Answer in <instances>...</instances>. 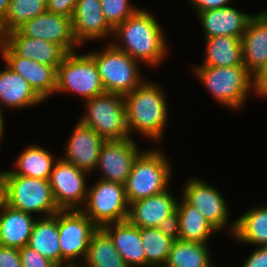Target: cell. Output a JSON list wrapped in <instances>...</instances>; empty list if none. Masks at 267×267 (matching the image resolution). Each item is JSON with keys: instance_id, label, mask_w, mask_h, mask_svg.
<instances>
[{"instance_id": "8992f818", "label": "cell", "mask_w": 267, "mask_h": 267, "mask_svg": "<svg viewBox=\"0 0 267 267\" xmlns=\"http://www.w3.org/2000/svg\"><path fill=\"white\" fill-rule=\"evenodd\" d=\"M79 121L105 141L129 139L124 96L105 92L85 101Z\"/></svg>"}, {"instance_id": "e0dca14e", "label": "cell", "mask_w": 267, "mask_h": 267, "mask_svg": "<svg viewBox=\"0 0 267 267\" xmlns=\"http://www.w3.org/2000/svg\"><path fill=\"white\" fill-rule=\"evenodd\" d=\"M71 20L75 40L80 46L85 41L113 36V28L105 20L100 0H78Z\"/></svg>"}, {"instance_id": "d6986e66", "label": "cell", "mask_w": 267, "mask_h": 267, "mask_svg": "<svg viewBox=\"0 0 267 267\" xmlns=\"http://www.w3.org/2000/svg\"><path fill=\"white\" fill-rule=\"evenodd\" d=\"M243 64L255 77L267 64V10L255 14L241 37Z\"/></svg>"}, {"instance_id": "f35d334b", "label": "cell", "mask_w": 267, "mask_h": 267, "mask_svg": "<svg viewBox=\"0 0 267 267\" xmlns=\"http://www.w3.org/2000/svg\"><path fill=\"white\" fill-rule=\"evenodd\" d=\"M242 267H267V246H259L254 249Z\"/></svg>"}, {"instance_id": "4316f807", "label": "cell", "mask_w": 267, "mask_h": 267, "mask_svg": "<svg viewBox=\"0 0 267 267\" xmlns=\"http://www.w3.org/2000/svg\"><path fill=\"white\" fill-rule=\"evenodd\" d=\"M204 62L198 66L231 67L243 64L241 39L232 36H216L205 39Z\"/></svg>"}, {"instance_id": "e575fe53", "label": "cell", "mask_w": 267, "mask_h": 267, "mask_svg": "<svg viewBox=\"0 0 267 267\" xmlns=\"http://www.w3.org/2000/svg\"><path fill=\"white\" fill-rule=\"evenodd\" d=\"M22 267H58L29 246L19 249Z\"/></svg>"}, {"instance_id": "5b68a950", "label": "cell", "mask_w": 267, "mask_h": 267, "mask_svg": "<svg viewBox=\"0 0 267 267\" xmlns=\"http://www.w3.org/2000/svg\"><path fill=\"white\" fill-rule=\"evenodd\" d=\"M88 54L95 61L105 92L125 96L144 81L138 61L110 42L102 51Z\"/></svg>"}, {"instance_id": "ffe728a7", "label": "cell", "mask_w": 267, "mask_h": 267, "mask_svg": "<svg viewBox=\"0 0 267 267\" xmlns=\"http://www.w3.org/2000/svg\"><path fill=\"white\" fill-rule=\"evenodd\" d=\"M178 200L168 189L163 193L132 202L129 204L127 221L139 228L158 227L165 217L176 211Z\"/></svg>"}, {"instance_id": "2e32d148", "label": "cell", "mask_w": 267, "mask_h": 267, "mask_svg": "<svg viewBox=\"0 0 267 267\" xmlns=\"http://www.w3.org/2000/svg\"><path fill=\"white\" fill-rule=\"evenodd\" d=\"M66 142L65 157L61 158L89 174L94 172L105 140L93 129L78 121Z\"/></svg>"}, {"instance_id": "5bb4252c", "label": "cell", "mask_w": 267, "mask_h": 267, "mask_svg": "<svg viewBox=\"0 0 267 267\" xmlns=\"http://www.w3.org/2000/svg\"><path fill=\"white\" fill-rule=\"evenodd\" d=\"M22 36L46 40L60 45L67 53L81 47L75 40L70 17L45 12L16 29Z\"/></svg>"}, {"instance_id": "9c48e42d", "label": "cell", "mask_w": 267, "mask_h": 267, "mask_svg": "<svg viewBox=\"0 0 267 267\" xmlns=\"http://www.w3.org/2000/svg\"><path fill=\"white\" fill-rule=\"evenodd\" d=\"M81 211L98 227L127 221L129 203L125 186L98 179L88 188L87 199Z\"/></svg>"}, {"instance_id": "3957f363", "label": "cell", "mask_w": 267, "mask_h": 267, "mask_svg": "<svg viewBox=\"0 0 267 267\" xmlns=\"http://www.w3.org/2000/svg\"><path fill=\"white\" fill-rule=\"evenodd\" d=\"M195 75L213 98L231 110H241L254 93V77L245 65L231 67L193 66Z\"/></svg>"}, {"instance_id": "8fae6325", "label": "cell", "mask_w": 267, "mask_h": 267, "mask_svg": "<svg viewBox=\"0 0 267 267\" xmlns=\"http://www.w3.org/2000/svg\"><path fill=\"white\" fill-rule=\"evenodd\" d=\"M181 197L197 208L218 232L227 227L233 236L236 220L228 223L229 207L227 201L213 185H209L197 177L190 178L184 185Z\"/></svg>"}, {"instance_id": "60d3db41", "label": "cell", "mask_w": 267, "mask_h": 267, "mask_svg": "<svg viewBox=\"0 0 267 267\" xmlns=\"http://www.w3.org/2000/svg\"><path fill=\"white\" fill-rule=\"evenodd\" d=\"M254 96L261 98L267 97V64L266 66L254 77Z\"/></svg>"}, {"instance_id": "6da1fadb", "label": "cell", "mask_w": 267, "mask_h": 267, "mask_svg": "<svg viewBox=\"0 0 267 267\" xmlns=\"http://www.w3.org/2000/svg\"><path fill=\"white\" fill-rule=\"evenodd\" d=\"M116 38L110 43L127 53L139 63L149 67L159 66L168 56L165 34L157 18L146 9H138L123 23L113 29ZM120 39V41H117ZM121 42V43H120Z\"/></svg>"}, {"instance_id": "1f68e13d", "label": "cell", "mask_w": 267, "mask_h": 267, "mask_svg": "<svg viewBox=\"0 0 267 267\" xmlns=\"http://www.w3.org/2000/svg\"><path fill=\"white\" fill-rule=\"evenodd\" d=\"M140 238L146 258V267H164L174 240L157 227L140 228Z\"/></svg>"}, {"instance_id": "ab89813d", "label": "cell", "mask_w": 267, "mask_h": 267, "mask_svg": "<svg viewBox=\"0 0 267 267\" xmlns=\"http://www.w3.org/2000/svg\"><path fill=\"white\" fill-rule=\"evenodd\" d=\"M193 6L195 12L206 11L211 9L223 8L230 6L233 0H188Z\"/></svg>"}, {"instance_id": "277c9868", "label": "cell", "mask_w": 267, "mask_h": 267, "mask_svg": "<svg viewBox=\"0 0 267 267\" xmlns=\"http://www.w3.org/2000/svg\"><path fill=\"white\" fill-rule=\"evenodd\" d=\"M169 163L162 150L141 151L134 160L124 185L128 203L168 190L172 174Z\"/></svg>"}, {"instance_id": "836d02e7", "label": "cell", "mask_w": 267, "mask_h": 267, "mask_svg": "<svg viewBox=\"0 0 267 267\" xmlns=\"http://www.w3.org/2000/svg\"><path fill=\"white\" fill-rule=\"evenodd\" d=\"M105 20L114 29L134 14L139 8L130 0H100Z\"/></svg>"}, {"instance_id": "d6a6232c", "label": "cell", "mask_w": 267, "mask_h": 267, "mask_svg": "<svg viewBox=\"0 0 267 267\" xmlns=\"http://www.w3.org/2000/svg\"><path fill=\"white\" fill-rule=\"evenodd\" d=\"M47 12V0H10L2 18L7 33L16 30L25 22Z\"/></svg>"}, {"instance_id": "52a82bcc", "label": "cell", "mask_w": 267, "mask_h": 267, "mask_svg": "<svg viewBox=\"0 0 267 267\" xmlns=\"http://www.w3.org/2000/svg\"><path fill=\"white\" fill-rule=\"evenodd\" d=\"M6 176V204L16 210L49 217L59 208L55 202L49 180L20 175ZM43 214V215H42Z\"/></svg>"}, {"instance_id": "7c38bea8", "label": "cell", "mask_w": 267, "mask_h": 267, "mask_svg": "<svg viewBox=\"0 0 267 267\" xmlns=\"http://www.w3.org/2000/svg\"><path fill=\"white\" fill-rule=\"evenodd\" d=\"M86 175L89 173L58 158L49 179L55 202L59 210H81L87 199Z\"/></svg>"}, {"instance_id": "603a6c76", "label": "cell", "mask_w": 267, "mask_h": 267, "mask_svg": "<svg viewBox=\"0 0 267 267\" xmlns=\"http://www.w3.org/2000/svg\"><path fill=\"white\" fill-rule=\"evenodd\" d=\"M0 70V110L24 109L44 102L21 75L12 71L7 65Z\"/></svg>"}, {"instance_id": "30bf717a", "label": "cell", "mask_w": 267, "mask_h": 267, "mask_svg": "<svg viewBox=\"0 0 267 267\" xmlns=\"http://www.w3.org/2000/svg\"><path fill=\"white\" fill-rule=\"evenodd\" d=\"M97 229L81 210L58 211L61 267H79L83 263L90 239Z\"/></svg>"}, {"instance_id": "8d00e7d4", "label": "cell", "mask_w": 267, "mask_h": 267, "mask_svg": "<svg viewBox=\"0 0 267 267\" xmlns=\"http://www.w3.org/2000/svg\"><path fill=\"white\" fill-rule=\"evenodd\" d=\"M78 0H47V11L72 17Z\"/></svg>"}, {"instance_id": "ee69618b", "label": "cell", "mask_w": 267, "mask_h": 267, "mask_svg": "<svg viewBox=\"0 0 267 267\" xmlns=\"http://www.w3.org/2000/svg\"><path fill=\"white\" fill-rule=\"evenodd\" d=\"M10 0H0V17H4L7 12Z\"/></svg>"}, {"instance_id": "7a4b0ae2", "label": "cell", "mask_w": 267, "mask_h": 267, "mask_svg": "<svg viewBox=\"0 0 267 267\" xmlns=\"http://www.w3.org/2000/svg\"><path fill=\"white\" fill-rule=\"evenodd\" d=\"M166 98L160 85L145 78L136 89L124 96L130 137L136 131L153 143L162 140L169 114Z\"/></svg>"}, {"instance_id": "484cf974", "label": "cell", "mask_w": 267, "mask_h": 267, "mask_svg": "<svg viewBox=\"0 0 267 267\" xmlns=\"http://www.w3.org/2000/svg\"><path fill=\"white\" fill-rule=\"evenodd\" d=\"M56 160L57 158L47 149L33 144L19 154L15 160L14 170L5 171V175L49 180Z\"/></svg>"}, {"instance_id": "74e56055", "label": "cell", "mask_w": 267, "mask_h": 267, "mask_svg": "<svg viewBox=\"0 0 267 267\" xmlns=\"http://www.w3.org/2000/svg\"><path fill=\"white\" fill-rule=\"evenodd\" d=\"M0 267H22L19 249L0 245Z\"/></svg>"}, {"instance_id": "ba28073f", "label": "cell", "mask_w": 267, "mask_h": 267, "mask_svg": "<svg viewBox=\"0 0 267 267\" xmlns=\"http://www.w3.org/2000/svg\"><path fill=\"white\" fill-rule=\"evenodd\" d=\"M69 52L57 67L55 93H75L85 101L105 93L94 59Z\"/></svg>"}, {"instance_id": "4fadbf2b", "label": "cell", "mask_w": 267, "mask_h": 267, "mask_svg": "<svg viewBox=\"0 0 267 267\" xmlns=\"http://www.w3.org/2000/svg\"><path fill=\"white\" fill-rule=\"evenodd\" d=\"M140 152L133 138L105 141L95 171H101L102 180L125 185L133 162Z\"/></svg>"}, {"instance_id": "d590c367", "label": "cell", "mask_w": 267, "mask_h": 267, "mask_svg": "<svg viewBox=\"0 0 267 267\" xmlns=\"http://www.w3.org/2000/svg\"><path fill=\"white\" fill-rule=\"evenodd\" d=\"M165 236L171 238L176 241L180 238V223H179V215L177 210L165 217L164 220L160 222L157 227Z\"/></svg>"}, {"instance_id": "f1b7e54d", "label": "cell", "mask_w": 267, "mask_h": 267, "mask_svg": "<svg viewBox=\"0 0 267 267\" xmlns=\"http://www.w3.org/2000/svg\"><path fill=\"white\" fill-rule=\"evenodd\" d=\"M233 237L243 244L267 246V205L250 208L238 217Z\"/></svg>"}, {"instance_id": "ac0fdd59", "label": "cell", "mask_w": 267, "mask_h": 267, "mask_svg": "<svg viewBox=\"0 0 267 267\" xmlns=\"http://www.w3.org/2000/svg\"><path fill=\"white\" fill-rule=\"evenodd\" d=\"M201 24L205 39L216 36H232L240 38L243 36L249 21L254 14L244 13L227 6L195 13Z\"/></svg>"}, {"instance_id": "4dcf8cb0", "label": "cell", "mask_w": 267, "mask_h": 267, "mask_svg": "<svg viewBox=\"0 0 267 267\" xmlns=\"http://www.w3.org/2000/svg\"><path fill=\"white\" fill-rule=\"evenodd\" d=\"M207 244L174 241L164 267H215Z\"/></svg>"}, {"instance_id": "f546056e", "label": "cell", "mask_w": 267, "mask_h": 267, "mask_svg": "<svg viewBox=\"0 0 267 267\" xmlns=\"http://www.w3.org/2000/svg\"><path fill=\"white\" fill-rule=\"evenodd\" d=\"M79 267H128L110 236L98 228L92 235L83 263Z\"/></svg>"}, {"instance_id": "f6af8a7d", "label": "cell", "mask_w": 267, "mask_h": 267, "mask_svg": "<svg viewBox=\"0 0 267 267\" xmlns=\"http://www.w3.org/2000/svg\"><path fill=\"white\" fill-rule=\"evenodd\" d=\"M3 111H1L0 110V141L3 139L2 137H3V134H4V129H5V124H4V115H3V113H2ZM1 144V143H0Z\"/></svg>"}, {"instance_id": "44dd1931", "label": "cell", "mask_w": 267, "mask_h": 267, "mask_svg": "<svg viewBox=\"0 0 267 267\" xmlns=\"http://www.w3.org/2000/svg\"><path fill=\"white\" fill-rule=\"evenodd\" d=\"M6 45L19 57L53 66L56 70L67 55L58 44L22 36L17 30L7 33Z\"/></svg>"}, {"instance_id": "9a60e30c", "label": "cell", "mask_w": 267, "mask_h": 267, "mask_svg": "<svg viewBox=\"0 0 267 267\" xmlns=\"http://www.w3.org/2000/svg\"><path fill=\"white\" fill-rule=\"evenodd\" d=\"M0 57L12 71L26 79L44 102L55 93L57 70L53 66L19 57L7 45Z\"/></svg>"}, {"instance_id": "d4e9b609", "label": "cell", "mask_w": 267, "mask_h": 267, "mask_svg": "<svg viewBox=\"0 0 267 267\" xmlns=\"http://www.w3.org/2000/svg\"><path fill=\"white\" fill-rule=\"evenodd\" d=\"M27 246L61 267L58 212L53 216L37 218Z\"/></svg>"}, {"instance_id": "7bdbcfd3", "label": "cell", "mask_w": 267, "mask_h": 267, "mask_svg": "<svg viewBox=\"0 0 267 267\" xmlns=\"http://www.w3.org/2000/svg\"><path fill=\"white\" fill-rule=\"evenodd\" d=\"M6 40H7V32L4 28L2 17H0V56L3 49L6 46Z\"/></svg>"}, {"instance_id": "b9f144b4", "label": "cell", "mask_w": 267, "mask_h": 267, "mask_svg": "<svg viewBox=\"0 0 267 267\" xmlns=\"http://www.w3.org/2000/svg\"><path fill=\"white\" fill-rule=\"evenodd\" d=\"M6 205V176L5 171L0 170V210Z\"/></svg>"}, {"instance_id": "7402d4cb", "label": "cell", "mask_w": 267, "mask_h": 267, "mask_svg": "<svg viewBox=\"0 0 267 267\" xmlns=\"http://www.w3.org/2000/svg\"><path fill=\"white\" fill-rule=\"evenodd\" d=\"M102 229L110 236L128 267H146L139 227L124 221L107 224Z\"/></svg>"}, {"instance_id": "83f0119b", "label": "cell", "mask_w": 267, "mask_h": 267, "mask_svg": "<svg viewBox=\"0 0 267 267\" xmlns=\"http://www.w3.org/2000/svg\"><path fill=\"white\" fill-rule=\"evenodd\" d=\"M177 213L180 223L179 240L196 243H208L209 238L218 232L202 215L190 205L183 197L177 203Z\"/></svg>"}, {"instance_id": "cb8c5ba5", "label": "cell", "mask_w": 267, "mask_h": 267, "mask_svg": "<svg viewBox=\"0 0 267 267\" xmlns=\"http://www.w3.org/2000/svg\"><path fill=\"white\" fill-rule=\"evenodd\" d=\"M37 218L6 204L0 210V245L16 249L27 246Z\"/></svg>"}]
</instances>
